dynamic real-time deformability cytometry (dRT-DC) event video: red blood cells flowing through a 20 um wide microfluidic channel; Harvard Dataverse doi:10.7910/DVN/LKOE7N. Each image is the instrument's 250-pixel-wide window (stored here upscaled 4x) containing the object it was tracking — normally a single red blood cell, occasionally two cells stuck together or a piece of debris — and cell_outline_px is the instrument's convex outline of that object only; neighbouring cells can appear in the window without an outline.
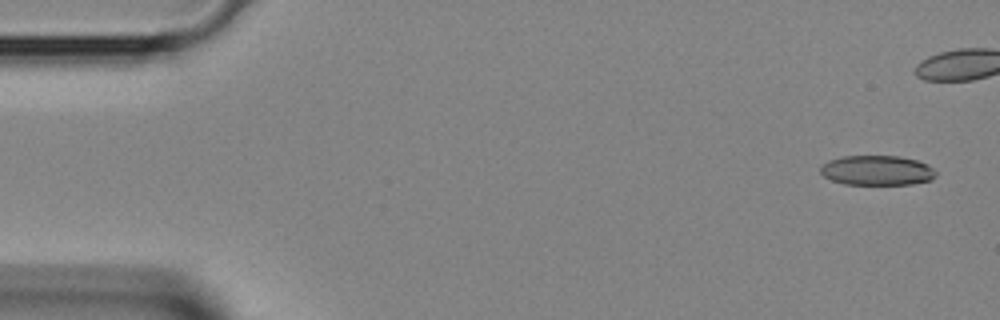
{"species": "Egyptian fruit bat (a non-hibernating species)", "species_latin": "Rousettus aegyptiacus", "temperature_condition": "room temperature", "stored_images_in_passage": 5, "camera_frame_rate_fps": 3000, "um_per_image_px": 0.085, "animal": {"sex": "female"}, "frame": {"image": 1, "passage_image": 1, "time_ms": 0.0, "image_size_px": [1000, 320], "cell_outline_px": [[936, 176], [932, 180], [912, 184], [844, 184], [832, 180], [824, 176], [820, 172], [820, 168], [828, 160], [844, 156], [900, 156], [916, 160], [928, 164], [936, 172]], "centroid_in_image_um": [74.56, 14.48], "position_along_channel_um": 10.4, "area_um2": 20.06}}